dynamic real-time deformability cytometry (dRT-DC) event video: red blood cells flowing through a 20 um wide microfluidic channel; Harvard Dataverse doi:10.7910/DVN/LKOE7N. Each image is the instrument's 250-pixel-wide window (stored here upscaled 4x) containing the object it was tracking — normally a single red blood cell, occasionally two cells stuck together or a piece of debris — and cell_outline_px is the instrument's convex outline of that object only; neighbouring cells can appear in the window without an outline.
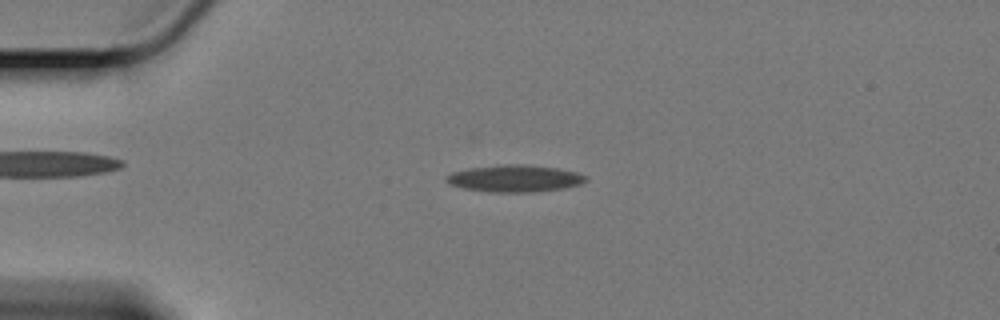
{"species": "Egyptian fruit bat (a non-hibernating species)", "species_latin": "Rousettus aegyptiacus", "temperature_condition": "cold", "stored_images_in_passage": 50, "camera_frame_rate_fps": 3000, "um_per_image_px": 0.085, "animal": {"sex": "female"}, "frame": {"image": 1, "passage_image": 5, "time_ms": 1.333, "image_size_px": [1000, 320], "cell_outline_px": [[588, 180], [580, 184], [564, 188], [536, 192], [488, 192], [464, 188], [448, 184], [444, 180], [452, 172], [472, 168], [508, 164], [516, 164], [556, 168], [576, 172], [588, 176]], "centroid_in_image_um": [43.77, 15.18], "position_along_channel_um": 41.2, "area_um2": 21.73}}
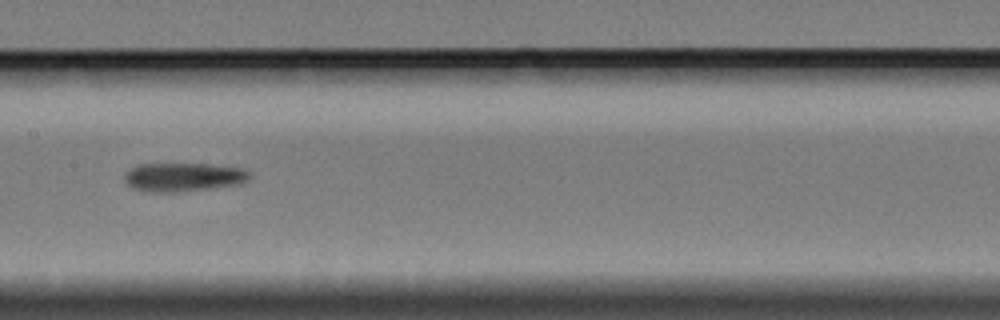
{"frame": {"image": 2, "passage_image": 21, "time_ms": 6.667, "image_size_px": [1000, 320], "cell_outline_px": [[252, 176], [248, 180], [240, 184], [212, 188], [160, 192], [132, 188], [124, 180], [124, 176], [136, 164], [208, 164], [240, 168], [248, 172]], "centroid_in_image_um": [15.61, 15.03], "position_along_channel_um": 191.8, "area_um2": 20.46}}
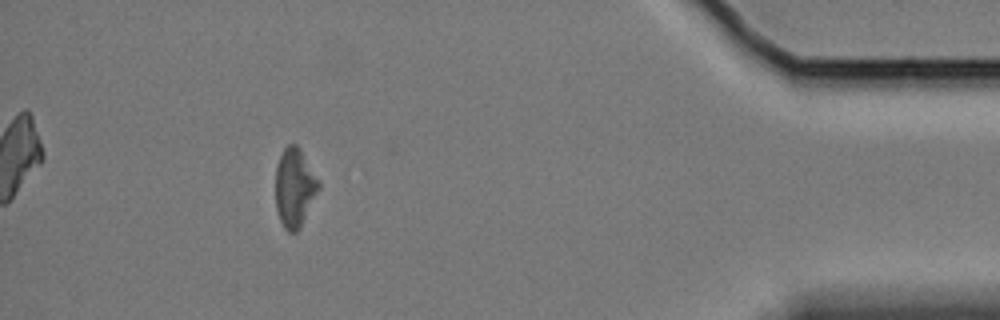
{"frame": {"image": 3, "passage_image": 45, "time_ms": 14.667, "image_size_px": [1000, 320], "cell_outline_px": [[320, 188], [300, 228], [296, 232], [288, 232], [284, 228], [280, 220], [276, 208], [276, 168], [280, 156], [284, 148], [288, 144], [296, 144], [300, 148], [320, 180]], "centroid_in_image_um": [25.06, 15.94], "position_along_channel_um": 410.1, "area_um2": 19.88}}